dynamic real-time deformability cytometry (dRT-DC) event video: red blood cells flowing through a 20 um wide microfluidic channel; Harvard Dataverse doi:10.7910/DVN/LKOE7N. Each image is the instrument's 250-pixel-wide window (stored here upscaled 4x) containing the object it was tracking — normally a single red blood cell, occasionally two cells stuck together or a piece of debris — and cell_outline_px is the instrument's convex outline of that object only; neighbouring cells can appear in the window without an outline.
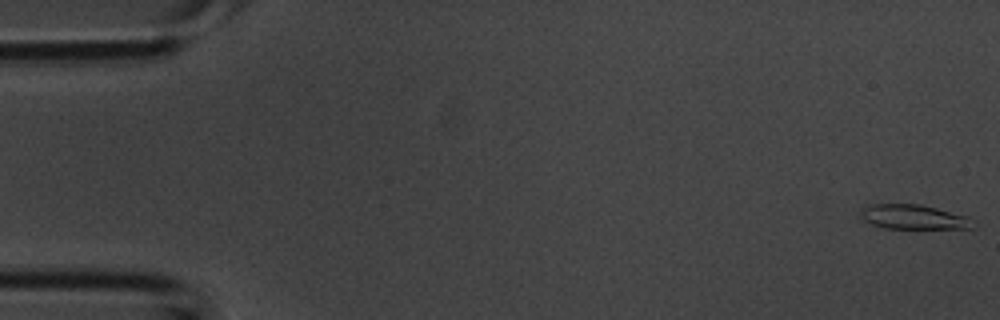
{"species": "common noctule bat (a hibernating species)", "species_latin": "Nyctalus noctula", "temperature_condition": "room temperature", "stored_images_in_passage": 42, "camera_frame_rate_fps": 3000, "um_per_image_px": 0.085, "animal": {"sex": "male", "body_mass_g": 20.1, "forearm_length_mm": 53.5}, "frame": {"image": 1, "passage_image": 1, "time_ms": 0.0, "image_size_px": [1000, 320], "cell_outline_px": [[972, 228], [884, 228], [872, 224], [864, 220], [860, 216], [860, 212], [868, 204], [920, 204], [968, 216]], "centroid_in_image_um": [77.58, 18.43], "position_along_channel_um": 7.4, "area_um2": 15.78}}
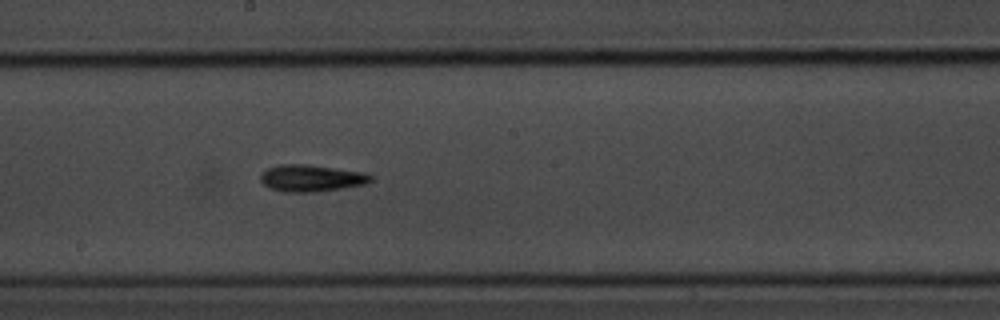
{"frame": {"image": 2, "passage_image": 23, "time_ms": 7.333, "image_size_px": [1000, 320], "cell_outline_px": [[372, 180], [364, 184], [340, 188], [312, 192], [284, 192], [272, 188], [264, 184], [260, 180], [260, 172], [268, 168], [280, 164], [308, 164], [364, 172], [372, 176]], "centroid_in_image_um": [26.43, 15.13], "position_along_channel_um": 221.8, "area_um2": 17.11}}
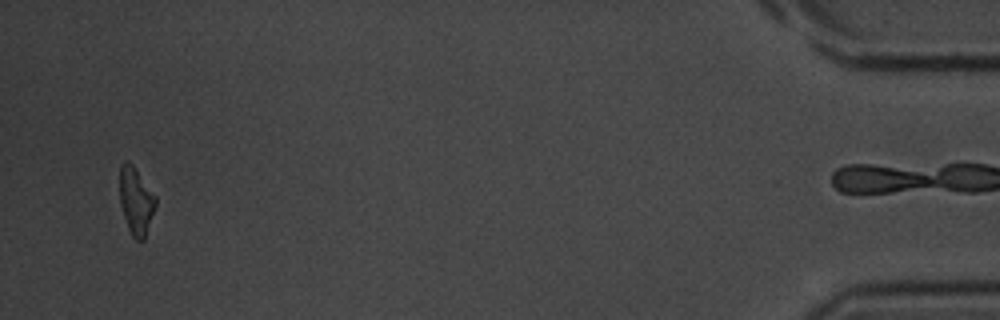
{"frame": {"image": 3, "passage_image": 41, "time_ms": 13.333, "image_size_px": [1000, 320], "cell_outline_px": [[156, 208], [144, 240], [136, 240], [132, 236], [128, 228], [120, 204], [120, 164], [124, 160], [128, 160], [132, 164], [156, 196]], "centroid_in_image_um": [11.57, 17.07], "position_along_channel_um": 423.6, "area_um2": 14.16}}